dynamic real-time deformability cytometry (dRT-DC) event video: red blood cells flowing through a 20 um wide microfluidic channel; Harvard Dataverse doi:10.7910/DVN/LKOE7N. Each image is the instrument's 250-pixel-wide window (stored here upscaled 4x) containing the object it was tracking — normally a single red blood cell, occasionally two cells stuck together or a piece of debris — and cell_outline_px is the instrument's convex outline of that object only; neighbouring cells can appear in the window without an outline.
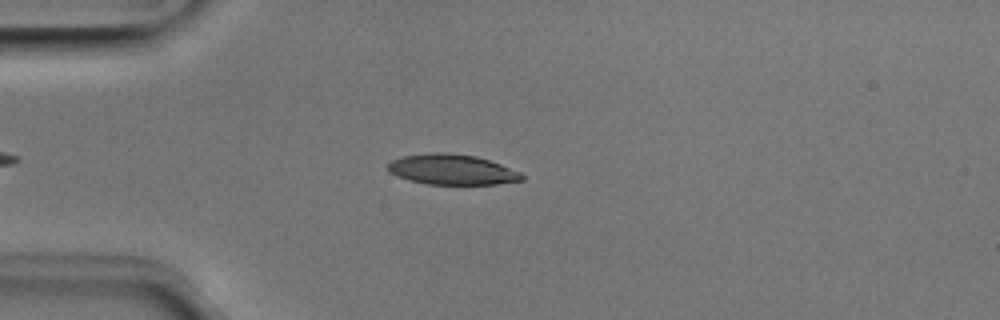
{"species": "Egyptian fruit bat (a non-hibernating species)", "species_latin": "Rousettus aegyptiacus", "temperature_condition": "room temperature", "stored_images_in_passage": 41, "camera_frame_rate_fps": 3000, "um_per_image_px": 0.085, "animal": {"sex": "male"}, "frame": {"image": 1, "passage_image": 7, "time_ms": 2.0, "image_size_px": [1000, 320], "cell_outline_px": [[524, 180], [496, 184], [428, 184], [408, 180], [388, 172], [388, 164], [392, 160], [404, 156], [432, 152], [444, 152], [476, 156], [500, 164], [520, 172], [524, 176]], "centroid_in_image_um": [38.41, 14.41], "position_along_channel_um": 46.6, "area_um2": 23.58}}
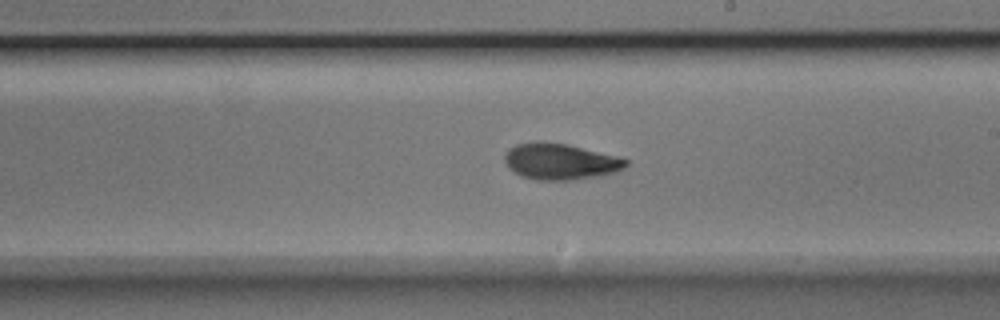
{"frame": {"image": 2, "passage_image": 23, "time_ms": 7.333, "image_size_px": [1000, 320], "cell_outline_px": [[628, 164], [624, 168], [616, 172], [600, 176], [572, 180], [536, 180], [520, 176], [508, 168], [504, 160], [504, 152], [508, 148], [516, 144], [536, 140], [544, 140], [568, 144], [616, 156], [628, 160]], "centroid_in_image_um": [47.57, 13.72], "position_along_channel_um": 241.4, "area_um2": 26.07}}
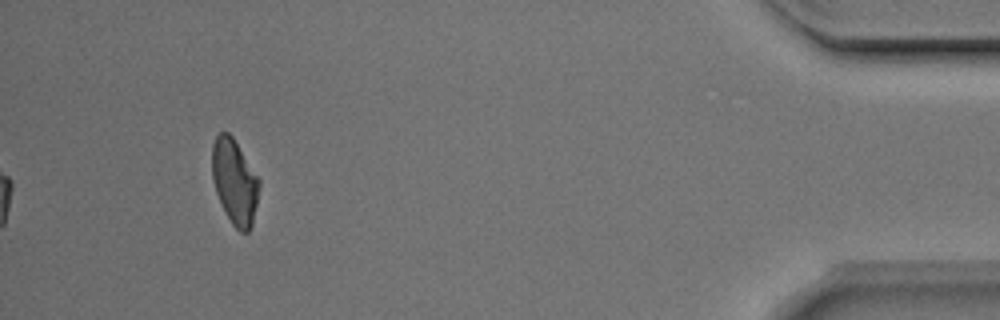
{"frame": {"image": 3, "passage_image": 41, "time_ms": 13.333, "image_size_px": [1000, 320], "cell_outline_px": [[260, 184], [252, 224], [248, 232], [240, 232], [232, 224], [216, 192], [212, 180], [212, 144], [216, 136], [220, 132], [228, 132], [232, 136], [260, 180]], "centroid_in_image_um": [19.93, 15.42], "position_along_channel_um": 415.3, "area_um2": 23.0}, "authors_computed_cell_mechanics": {"area_um2": 24.1026, "velocity_mm_per_s": 3.993, "shape_relaxation_time_tau1_ms": 2.8486, "shape_relaxation_time_tau2_ms": 2.4554, "deformation_change_tau1": 0.143, "deformation_change_tau2": 0.0788}}